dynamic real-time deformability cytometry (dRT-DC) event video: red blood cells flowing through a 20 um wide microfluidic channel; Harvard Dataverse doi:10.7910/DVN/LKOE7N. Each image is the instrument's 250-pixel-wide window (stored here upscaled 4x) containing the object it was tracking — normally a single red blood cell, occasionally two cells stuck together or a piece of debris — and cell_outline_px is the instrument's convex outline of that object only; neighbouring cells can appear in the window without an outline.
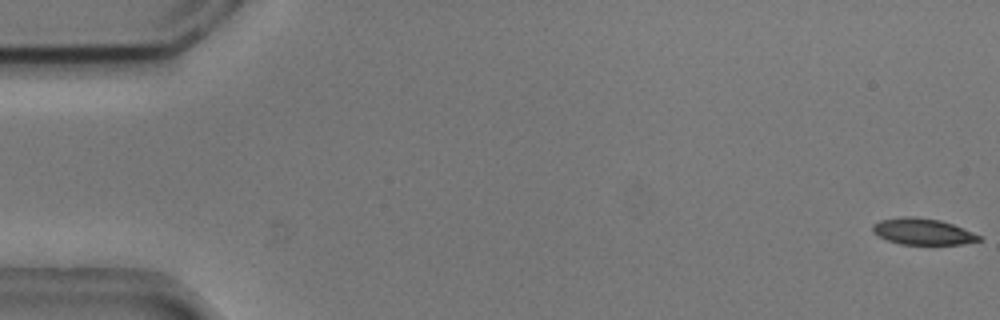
{"species": "common noctule bat (a hibernating species)", "species_latin": "Nyctalus noctula", "temperature_condition": "cold", "stored_images_in_passage": 44, "camera_frame_rate_fps": 3000, "um_per_image_px": 0.085, "animal": {"sex": "male", "body_mass_g": 20.5, "forearm_length_mm": 52.5}, "frame": {"image": 1, "passage_image": 1, "time_ms": 0.0, "image_size_px": [1000, 320], "cell_outline_px": [[980, 240], [964, 244], [900, 244], [888, 240], [872, 232], [872, 224], [880, 220], [900, 216], [912, 216], [940, 220], [952, 224], [980, 236]], "centroid_in_image_um": [78.37, 19.67], "position_along_channel_um": 6.6, "area_um2": 16.13}}
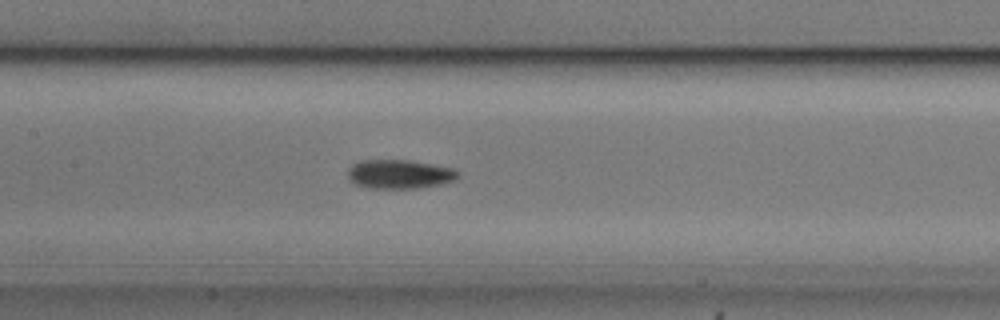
{"frame": {"image": 2, "passage_image": 26, "time_ms": 8.333, "image_size_px": [1000, 320], "cell_outline_px": [[460, 176], [456, 180], [444, 184], [416, 188], [368, 188], [352, 184], [348, 180], [348, 168], [352, 164], [360, 160], [408, 160], [456, 168], [460, 172]], "centroid_in_image_um": [33.97, 14.81], "position_along_channel_um": 173.4, "area_um2": 19.07}}
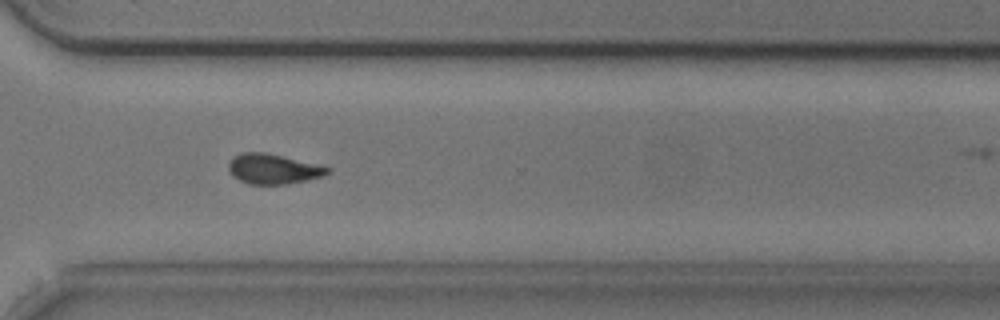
{"frame": {"image": 3, "passage_image": 40, "time_ms": 13.0, "image_size_px": [1000, 320], "cell_outline_px": [[332, 168], [324, 176], [308, 180], [288, 184], [248, 184], [232, 176], [228, 168], [228, 164], [232, 156], [240, 152], [268, 152]], "centroid_in_image_um": [23.19, 14.35], "position_along_channel_um": 347.4, "area_um2": 17.51}}